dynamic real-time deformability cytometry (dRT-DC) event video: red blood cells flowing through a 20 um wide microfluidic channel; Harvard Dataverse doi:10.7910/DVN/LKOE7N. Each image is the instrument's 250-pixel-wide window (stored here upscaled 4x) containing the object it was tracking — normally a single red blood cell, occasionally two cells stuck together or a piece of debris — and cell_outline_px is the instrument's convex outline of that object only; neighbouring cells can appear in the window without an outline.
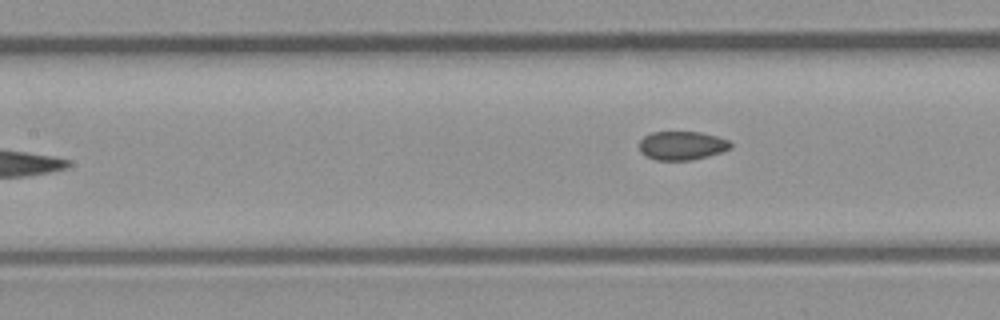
{"species": "common noctule bat (a hibernating species)", "species_latin": "Nyctalus noctula", "temperature_condition": "room temperature", "stored_images_in_passage": 6, "camera_frame_rate_fps": 3000, "um_per_image_px": 0.085, "animal": {"sex": "male", "body_mass_g": 23.1, "forearm_length_mm": 52.7}, "frame": {"image": 1, "passage_image": 6, "time_ms": 1.667, "image_size_px": [1000, 320], "cell_outline_px": [[732, 148], [708, 156], [692, 160], [656, 160], [644, 156], [640, 152], [640, 140], [644, 136], [652, 132], [700, 132], [716, 136], [728, 140], [732, 144]], "centroid_in_image_um": [57.95, 12.38], "position_along_channel_um": 149.4, "area_um2": 15.32}}